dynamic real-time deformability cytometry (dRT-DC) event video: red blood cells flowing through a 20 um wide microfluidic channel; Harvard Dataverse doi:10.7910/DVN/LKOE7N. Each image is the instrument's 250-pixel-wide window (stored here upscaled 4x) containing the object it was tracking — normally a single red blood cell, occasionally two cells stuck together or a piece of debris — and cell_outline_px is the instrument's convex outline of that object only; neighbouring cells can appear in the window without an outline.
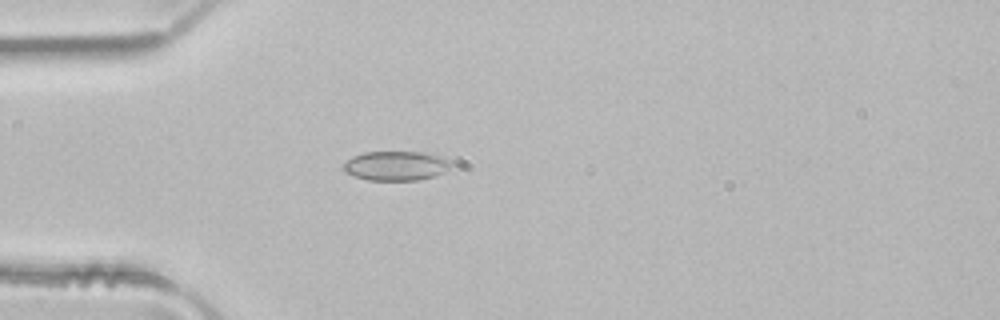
{"species": "common noctule bat (a hibernating species)", "species_latin": "Nyctalus noctula", "temperature_condition": "room temperature", "stored_images_in_passage": 2, "camera_frame_rate_fps": 3000, "um_per_image_px": 0.085, "animal": {"sex": "male", "body_mass_g": 21.5, "forearm_length_mm": 52.0}, "frame": {"image": 1, "passage_image": 2, "time_ms": 0.333, "image_size_px": [1000, 320], "cell_outline_px": [[448, 168], [444, 172], [420, 180], [368, 180], [352, 176], [344, 168], [344, 164], [352, 156], [364, 152], [424, 152], [448, 160]], "centroid_in_image_um": [33.6, 14.09], "position_along_channel_um": 51.4, "area_um2": 18.03}}